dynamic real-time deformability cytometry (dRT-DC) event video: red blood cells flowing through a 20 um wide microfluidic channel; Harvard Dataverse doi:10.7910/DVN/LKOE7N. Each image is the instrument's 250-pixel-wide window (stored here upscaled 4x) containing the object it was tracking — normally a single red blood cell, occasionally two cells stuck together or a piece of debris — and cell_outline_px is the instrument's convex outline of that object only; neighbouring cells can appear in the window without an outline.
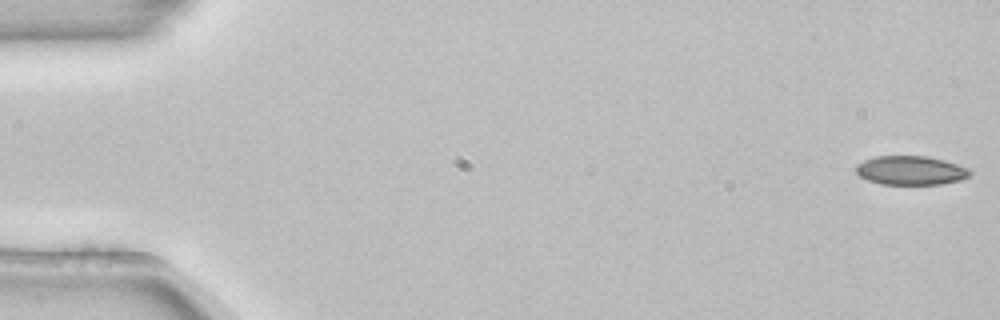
{"species": "common noctule bat (a hibernating species)", "species_latin": "Nyctalus noctula", "temperature_condition": "room temperature", "stored_images_in_passage": 54, "camera_frame_rate_fps": 3000, "um_per_image_px": 0.085, "animal": {"sex": "female", "body_mass_g": 22.7, "forearm_length_mm": 54.2}, "frame": {"image": 1, "passage_image": 1, "time_ms": 0.0, "image_size_px": [1000, 320], "cell_outline_px": [[972, 172], [968, 176], [960, 180], [940, 184], [880, 184], [868, 180], [860, 176], [856, 172], [856, 164], [864, 160], [876, 156], [928, 156], [944, 160], [968, 168]], "centroid_in_image_um": [77.39, 14.48], "position_along_channel_um": 7.6, "area_um2": 19.19}}
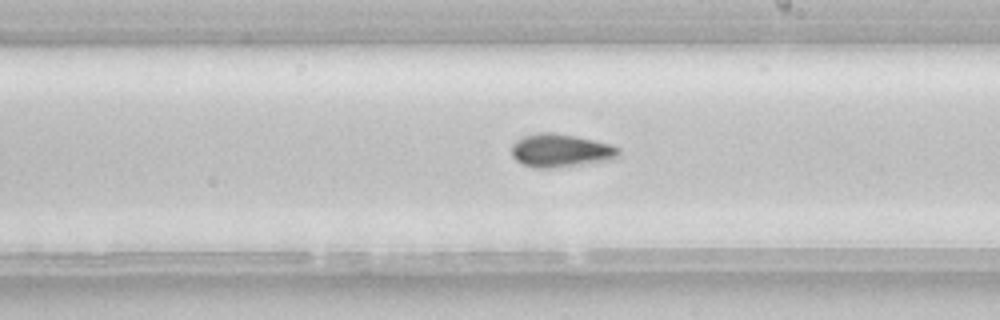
{"frame": {"image": 2, "passage_image": 31, "time_ms": 10.0, "image_size_px": [1000, 320], "cell_outline_px": [[620, 156], [616, 160], [552, 168], [536, 168], [520, 164], [512, 156], [512, 144], [516, 140], [524, 136], [540, 132], [556, 132], [576, 136], [612, 144], [620, 148]], "centroid_in_image_um": [47.7, 12.8], "position_along_channel_um": 241.3, "area_um2": 21.21}}
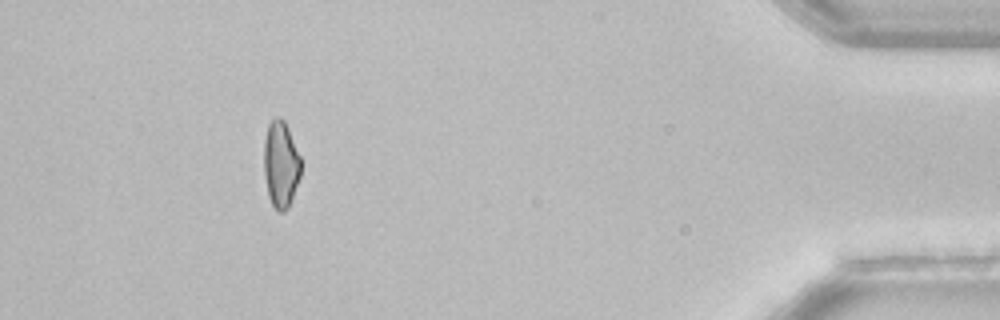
{"frame": {"image": 3, "passage_image": 49, "time_ms": 16.0, "image_size_px": [1000, 320], "cell_outline_px": [[300, 176], [288, 208], [284, 212], [276, 212], [268, 196], [264, 176], [264, 140], [268, 124], [276, 116], [280, 116], [284, 120], [288, 128], [300, 156]], "centroid_in_image_um": [23.85, 13.97], "position_along_channel_um": 411.4, "area_um2": 18.73}, "authors_computed_cell_mechanics": {"area_um2": 20.0277, "velocity_mm_per_s": 3.8608, "shape_relaxation_time_tau1_ms": 9.347, "shape_relaxation_time_tau2_ms": 6.3818, "deformation_change_tau1": 0.1465, "deformation_change_tau2": 0.0814}}